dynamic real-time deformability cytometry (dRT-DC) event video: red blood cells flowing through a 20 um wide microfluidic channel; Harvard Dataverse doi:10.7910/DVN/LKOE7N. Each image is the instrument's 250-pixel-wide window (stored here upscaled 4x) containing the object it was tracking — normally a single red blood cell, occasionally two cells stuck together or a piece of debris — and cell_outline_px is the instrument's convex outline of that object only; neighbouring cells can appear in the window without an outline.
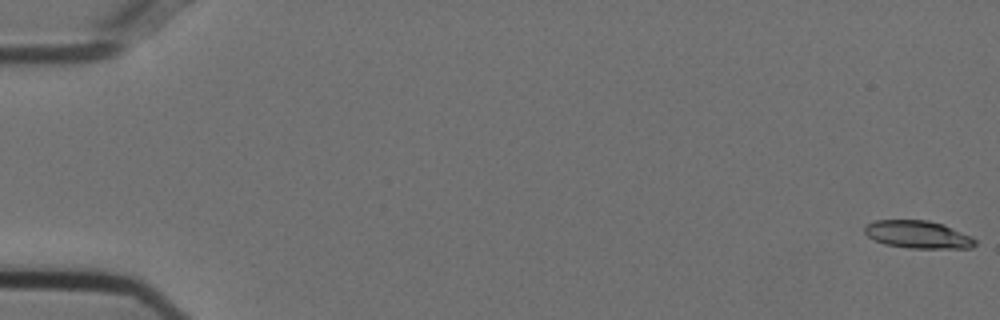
{"species": "Egyptian fruit bat (a non-hibernating species)", "species_latin": "Rousettus aegyptiacus", "temperature_condition": "cold", "stored_images_in_passage": 56, "segment_of_instrument_passage": [1, 2], "camera_frame_rate_fps": 3000, "um_per_image_px": 0.085, "animal": {"sex": "female"}, "frame": {"image": 1, "passage_image": 1, "time_ms": 0.0, "image_size_px": [1000, 320], "cell_outline_px": [[976, 244], [972, 248], [908, 248], [884, 244], [868, 236], [864, 232], [864, 228], [868, 224], [876, 220], [928, 220], [944, 224], [972, 236], [976, 240]], "centroid_in_image_um": [78.06, 19.93], "position_along_channel_um": 6.9, "area_um2": 17.86}}
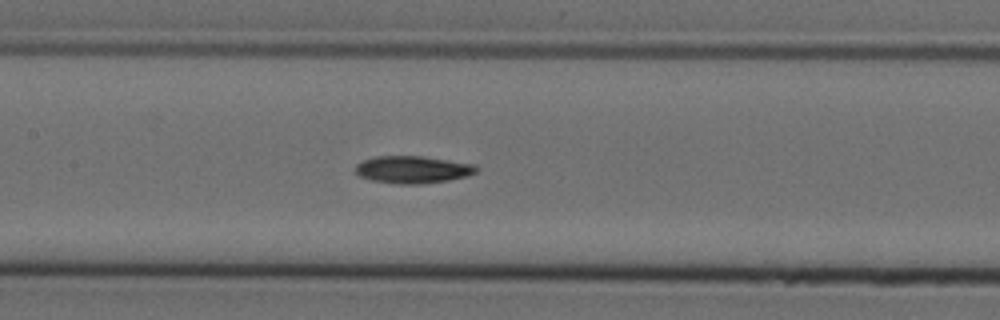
{"frame": {"image": 2, "passage_image": 27, "time_ms": 8.667, "image_size_px": [1000, 320], "cell_outline_px": [[480, 168], [476, 172], [468, 176], [448, 180], [420, 184], [400, 184], [372, 180], [360, 176], [356, 172], [356, 164], [364, 160], [376, 156], [420, 156], [476, 164]], "centroid_in_image_um": [35.12, 14.41], "position_along_channel_um": 172.3, "area_um2": 19.19}}
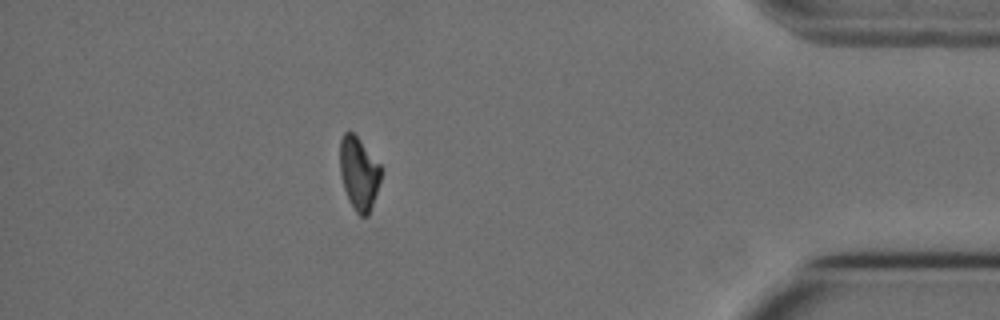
{"frame": {"image": 3, "passage_image": 49, "time_ms": 16.0, "image_size_px": [1000, 320], "cell_outline_px": [[384, 168], [368, 216], [360, 216], [356, 212], [348, 200], [344, 188], [340, 172], [340, 140], [344, 132], [352, 132], [356, 136]], "centroid_in_image_um": [30.51, 14.73], "position_along_channel_um": 404.7, "area_um2": 17.4}}